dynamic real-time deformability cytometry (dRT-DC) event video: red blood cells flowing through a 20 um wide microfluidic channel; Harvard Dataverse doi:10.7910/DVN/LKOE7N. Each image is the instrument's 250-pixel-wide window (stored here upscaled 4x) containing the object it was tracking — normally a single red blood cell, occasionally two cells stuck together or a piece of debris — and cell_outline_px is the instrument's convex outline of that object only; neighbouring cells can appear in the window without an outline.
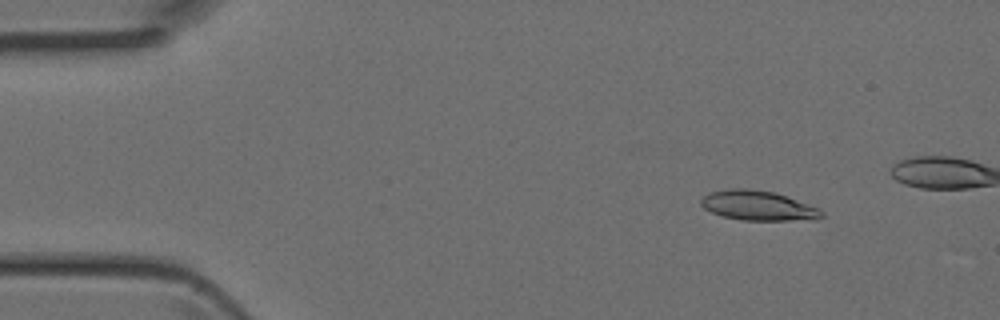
{"species": "Egyptian fruit bat (a non-hibernating species)", "species_latin": "Rousettus aegyptiacus", "temperature_condition": "room temperature", "stored_images_in_passage": 5, "camera_frame_rate_fps": 3000, "um_per_image_px": 0.085, "animal": {"sex": "female"}, "frame": {"image": 1, "passage_image": 2, "time_ms": 0.333, "image_size_px": [1000, 320], "cell_outline_px": [[824, 216], [816, 220], [740, 220], [724, 216], [712, 212], [704, 208], [700, 204], [700, 200], [704, 196], [712, 192], [732, 188], [744, 188], [776, 192], [820, 208], [824, 212]], "centroid_in_image_um": [64.5, 17.48], "position_along_channel_um": 20.5, "area_um2": 20.98}}